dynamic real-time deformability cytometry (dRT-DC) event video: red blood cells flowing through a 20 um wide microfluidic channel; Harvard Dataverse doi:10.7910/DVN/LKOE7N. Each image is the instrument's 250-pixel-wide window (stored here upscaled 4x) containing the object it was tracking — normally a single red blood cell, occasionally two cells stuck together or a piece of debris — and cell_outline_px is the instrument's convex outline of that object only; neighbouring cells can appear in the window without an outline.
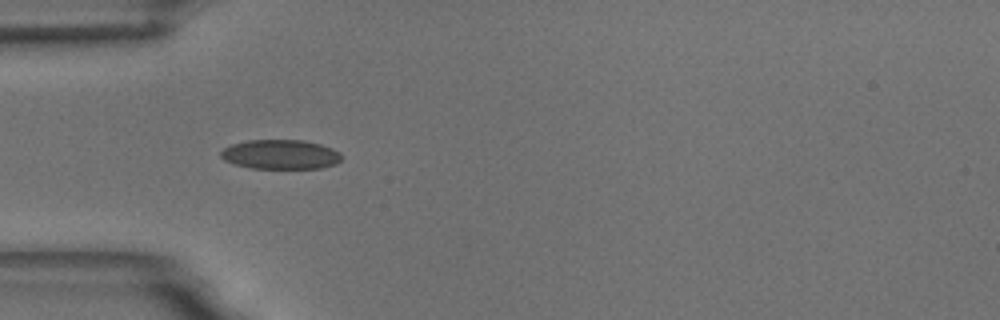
{"species": "common noctule bat (a hibernating species)", "species_latin": "Nyctalus noctula", "temperature_condition": "room temperature", "stored_images_in_passage": 55, "camera_frame_rate_fps": 3000, "um_per_image_px": 0.085, "animal": {"sex": "male", "body_mass_g": 18.8}, "frame": {"image": 1, "passage_image": 16, "time_ms": 5.0, "image_size_px": [1000, 320], "cell_outline_px": [[344, 156], [336, 164], [320, 168], [248, 168], [224, 160], [220, 156], [220, 152], [224, 148], [232, 144], [248, 140], [304, 140], [320, 144], [332, 148], [340, 152]], "centroid_in_image_um": [23.86, 13.12], "position_along_channel_um": 61.1, "area_um2": 20.81}}
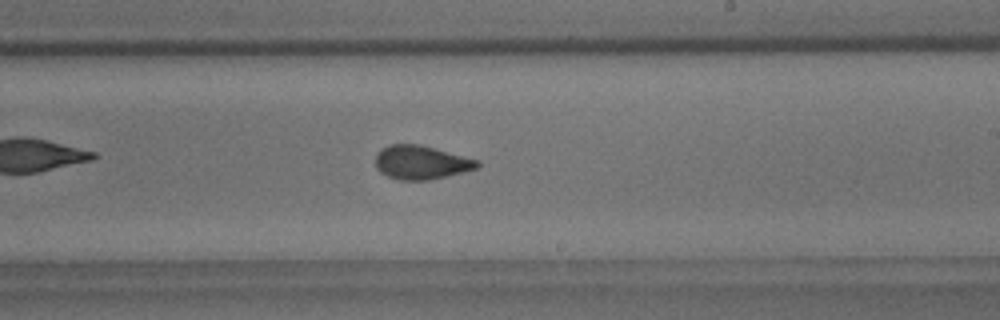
{"frame": {"image": 2, "passage_image": 32, "time_ms": 10.333, "image_size_px": [1000, 320], "cell_outline_px": [[480, 164], [476, 168], [464, 172], [428, 180], [400, 180], [388, 176], [380, 172], [376, 168], [376, 152], [380, 148], [388, 144], [420, 144], [480, 160]], "centroid_in_image_um": [35.78, 13.79], "position_along_channel_um": 253.2, "area_um2": 20.17}}
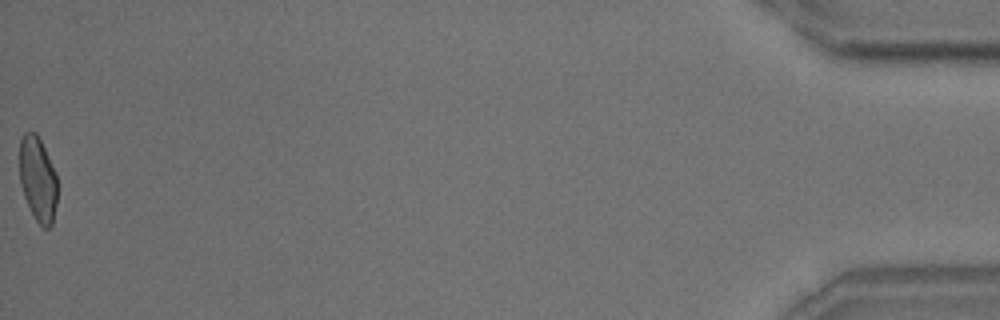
{"frame": {"image": 3, "passage_image": 55, "time_ms": 18.0, "image_size_px": [1000, 320], "cell_outline_px": [[56, 204], [52, 224], [48, 228], [44, 228], [36, 220], [24, 196], [20, 184], [20, 140], [24, 132], [36, 132], [56, 172]], "centroid_in_image_um": [3.21, 15.21], "position_along_channel_um": 432.0, "area_um2": 18.44}, "authors_computed_cell_mechanics": {"area_um2": 19.9988, "velocity_mm_per_s": 3.6241, "shape_relaxation_time_tau1_ms": 4.1849, "shape_relaxation_time_tau2_ms": 1.1321, "deformation_change_tau1": 0.1183, "deformation_change_tau2": 0.0541}}